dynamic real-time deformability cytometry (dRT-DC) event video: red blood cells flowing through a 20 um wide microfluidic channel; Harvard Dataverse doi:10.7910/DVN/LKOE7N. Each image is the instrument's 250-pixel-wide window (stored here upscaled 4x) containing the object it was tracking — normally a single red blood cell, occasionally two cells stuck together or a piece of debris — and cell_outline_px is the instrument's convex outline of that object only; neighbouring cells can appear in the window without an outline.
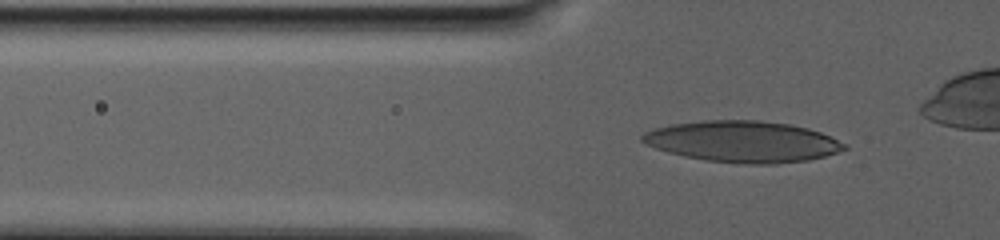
{"species": "human", "species_latin": "Homo sapiens", "temperature_condition": "warm", "stored_images_in_passage": 120, "camera_frame_rate_fps": 3000, "um_per_image_px": 0.085, "donor": {"sex": "male"}, "frame": {"image": 1, "passage_image": 52, "time_ms": 11.0, "image_size_px": [1000, 240], "cell_outline_px": [[848, 148], [824, 156], [808, 160], [776, 164], [744, 164], [708, 160], [684, 156], [668, 152], [656, 148], [640, 140], [640, 136], [644, 132], [652, 128], [672, 124], [704, 120], [760, 120], [788, 124], [808, 128], [820, 132], [848, 144]], "centroid_in_image_um": [63.13, 12.03], "position_along_channel_um": 62.7, "area_um2": 48.55}}
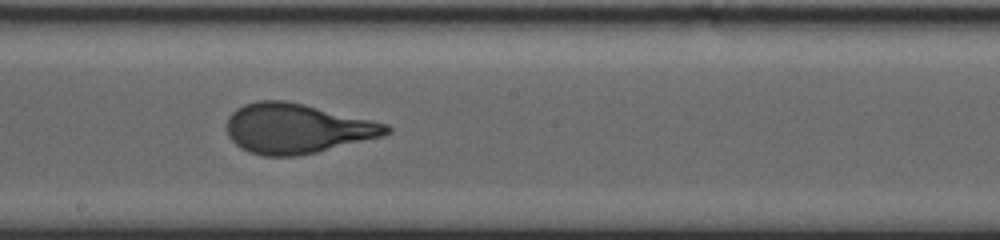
{"frame": {"image": 2, "passage_image": 89, "time_ms": 18.333, "image_size_px": [1000, 240], "cell_outline_px": [[392, 132], [380, 136], [316, 152], [296, 156], [264, 156], [248, 152], [240, 148], [228, 136], [228, 116], [236, 108], [244, 104], [256, 100], [284, 100], [304, 104], [372, 120], [388, 124], [392, 128]], "centroid_in_image_um": [25.21, 10.91], "position_along_channel_um": 223.0, "area_um2": 46.12}}
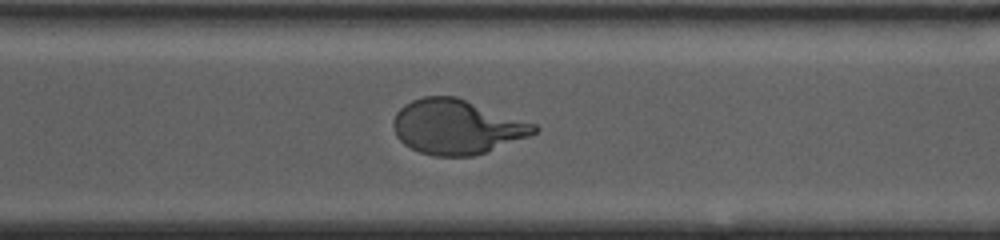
{"frame": {"image": 3, "passage_image": 118, "time_ms": 23.0, "image_size_px": [1000, 240], "cell_outline_px": [[540, 128], [536, 132], [528, 136], [484, 152], [472, 156], [432, 156], [420, 152], [404, 144], [396, 136], [392, 128], [392, 120], [396, 112], [404, 104], [412, 100], [424, 96], [456, 96], [536, 124]], "centroid_in_image_um": [38.78, 10.77], "position_along_channel_um": 331.8, "area_um2": 44.68}}